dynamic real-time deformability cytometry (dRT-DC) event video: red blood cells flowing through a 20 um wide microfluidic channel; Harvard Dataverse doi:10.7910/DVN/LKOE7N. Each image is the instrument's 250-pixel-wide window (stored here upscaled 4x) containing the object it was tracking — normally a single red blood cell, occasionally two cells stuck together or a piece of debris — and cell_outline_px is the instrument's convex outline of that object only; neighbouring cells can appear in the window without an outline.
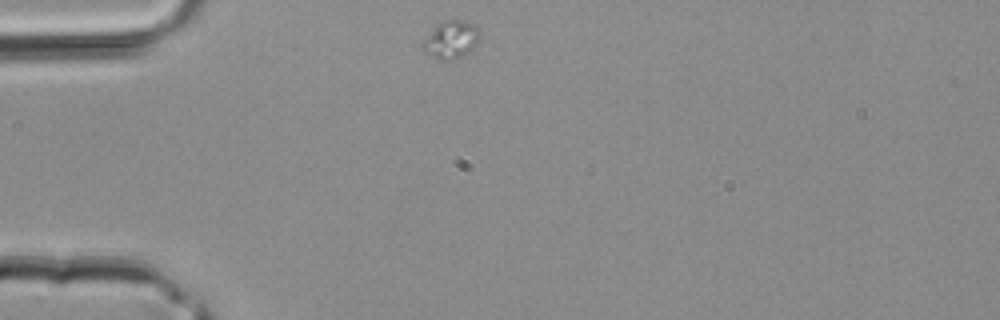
{"species": "common noctule bat (a hibernating species)", "species_latin": "Nyctalus noctula", "temperature_condition": "room temperature", "stored_images_in_passage": 6, "camera_frame_rate_fps": 3000, "um_per_image_px": 0.085, "animal": {"sex": "male", "body_mass_g": 20.4}, "frame": {"image": 1, "passage_image": 1, "time_ms": 0.0, "image_size_px": [1000, 320], "cell_outline_px": [[480, 40], [472, 52], [452, 60], [440, 60], [424, 52], [420, 44], [436, 24], [444, 20], [464, 20], [476, 24], [480, 28]], "centroid_in_image_um": [38.38, 3.36], "position_along_channel_um": 46.6, "area_um2": 13.06}}